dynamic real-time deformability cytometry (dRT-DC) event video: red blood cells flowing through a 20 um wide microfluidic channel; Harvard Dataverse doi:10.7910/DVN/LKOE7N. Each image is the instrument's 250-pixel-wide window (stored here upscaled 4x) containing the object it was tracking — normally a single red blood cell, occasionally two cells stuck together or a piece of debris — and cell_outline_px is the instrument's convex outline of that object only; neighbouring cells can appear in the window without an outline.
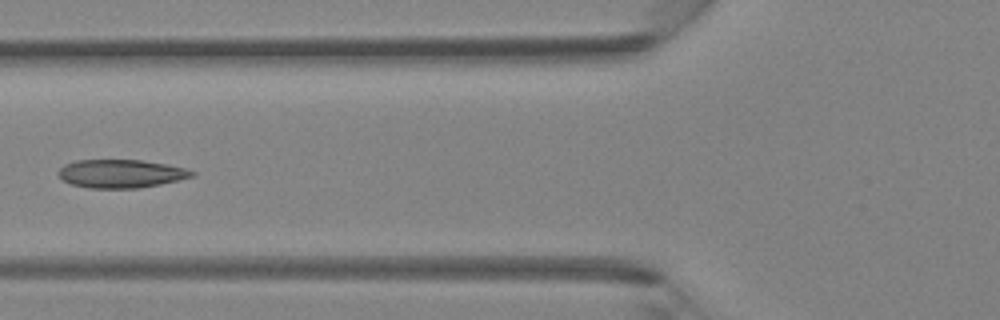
{"species": "Egyptian fruit bat (a non-hibernating species)", "species_latin": "Rousettus aegyptiacus", "temperature_condition": "room temperature", "stored_images_in_passage": 5, "camera_frame_rate_fps": 3000, "um_per_image_px": 0.085, "animal": {"sex": "female"}, "frame": {"image": 1, "passage_image": 5, "time_ms": 1.333, "image_size_px": [1000, 320], "cell_outline_px": [[196, 176], [160, 184], [136, 188], [88, 188], [72, 184], [64, 180], [56, 172], [64, 164], [76, 160], [144, 160], [168, 164], [184, 168], [196, 172]], "centroid_in_image_um": [10.29, 14.75], "position_along_channel_um": 115.5, "area_um2": 22.08}}